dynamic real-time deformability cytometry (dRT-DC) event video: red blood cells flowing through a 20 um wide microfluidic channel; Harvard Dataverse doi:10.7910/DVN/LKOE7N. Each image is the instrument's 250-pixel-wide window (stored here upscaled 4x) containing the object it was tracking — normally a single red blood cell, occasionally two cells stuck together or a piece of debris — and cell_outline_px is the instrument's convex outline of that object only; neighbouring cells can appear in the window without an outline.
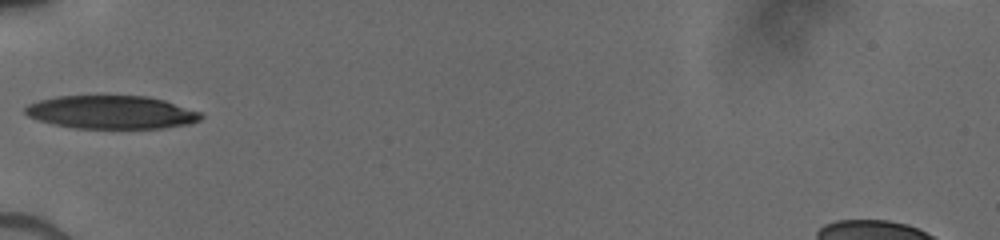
{"species": "human", "species_latin": "Homo sapiens", "temperature_condition": "cold", "stored_images_in_passage": 35, "camera_frame_rate_fps": 3000, "um_per_image_px": 0.085, "donor": {"sex": "male"}, "frame": {"image": 1, "passage_image": 1, "time_ms": 0.0, "image_size_px": [1000, 240], "cell_outline_px": [[204, 116], [200, 120], [192, 124], [164, 128], [76, 128], [52, 124], [28, 116], [24, 112], [24, 108], [28, 104], [40, 100], [56, 96], [148, 96], [164, 100], [200, 112]], "centroid_in_image_um": [9.49, 9.54], "position_along_channel_um": 75.5, "area_um2": 34.04}}
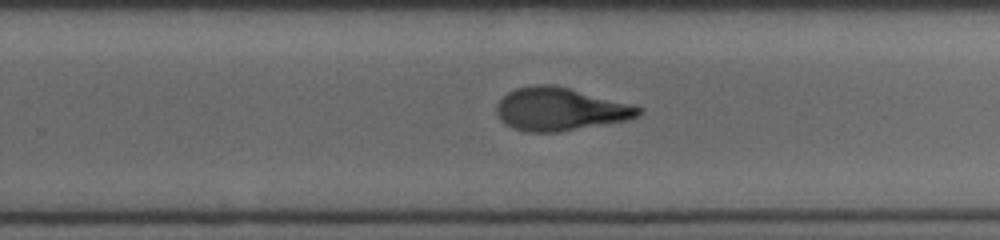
{"frame": {"image": 2, "passage_image": 19, "time_ms": 5.0, "image_size_px": [1000, 240], "cell_outline_px": [[644, 108], [636, 116], [628, 120], [556, 132], [528, 132], [512, 128], [500, 120], [496, 112], [496, 104], [508, 92], [516, 88], [532, 84], [556, 84], [636, 104]], "centroid_in_image_um": [47.63, 9.25], "position_along_channel_um": 282.2, "area_um2": 36.01}}
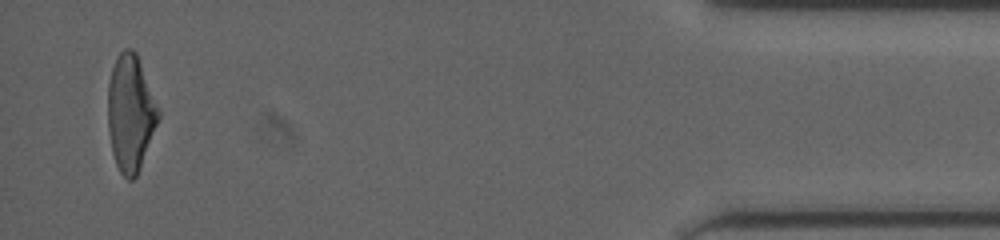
{"frame": {"image": 3, "passage_image": 34, "time_ms": 10.0, "image_size_px": [1000, 240], "cell_outline_px": [[160, 116], [136, 176], [132, 180], [128, 180], [120, 172], [116, 164], [112, 152], [108, 128], [108, 80], [116, 56], [124, 48], [132, 48], [136, 52], [160, 112]], "centroid_in_image_um": [11.07, 9.58], "position_along_channel_um": 424.1, "area_um2": 33.93}}